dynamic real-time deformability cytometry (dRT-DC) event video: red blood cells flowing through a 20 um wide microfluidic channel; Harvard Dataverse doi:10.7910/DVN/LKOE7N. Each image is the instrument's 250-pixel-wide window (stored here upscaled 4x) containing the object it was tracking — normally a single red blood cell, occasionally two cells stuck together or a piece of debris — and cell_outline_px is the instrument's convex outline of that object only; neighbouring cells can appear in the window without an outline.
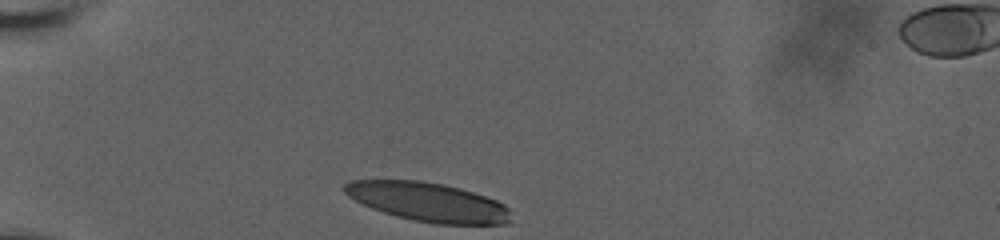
{"species": "human", "species_latin": "Homo sapiens", "temperature_condition": "room temperature", "stored_images_in_passage": 33, "camera_frame_rate_fps": 3000, "um_per_image_px": 0.085, "donor": {"sex": "male"}, "frame": {"image": 1, "passage_image": 1, "time_ms": 0.0, "image_size_px": [1000, 240], "cell_outline_px": [[508, 224], [436, 224], [412, 220], [396, 216], [372, 208], [348, 196], [340, 188], [344, 184], [352, 180], [420, 180], [444, 184], [460, 188], [496, 200], [504, 204], [508, 208]], "centroid_in_image_um": [36.34, 17.16], "position_along_channel_um": 48.7, "area_um2": 37.63}}
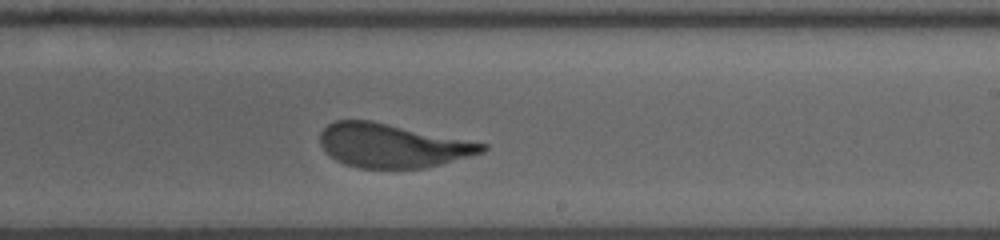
{"frame": {"image": 2, "passage_image": 21, "time_ms": 6.667, "image_size_px": [1000, 240], "cell_outline_px": [[488, 148], [484, 152], [440, 164], [424, 168], [360, 168], [344, 164], [336, 160], [320, 144], [320, 132], [328, 124], [336, 120], [372, 120], [488, 144]], "centroid_in_image_um": [33.35, 12.36], "position_along_channel_um": 255.6, "area_um2": 41.27}}
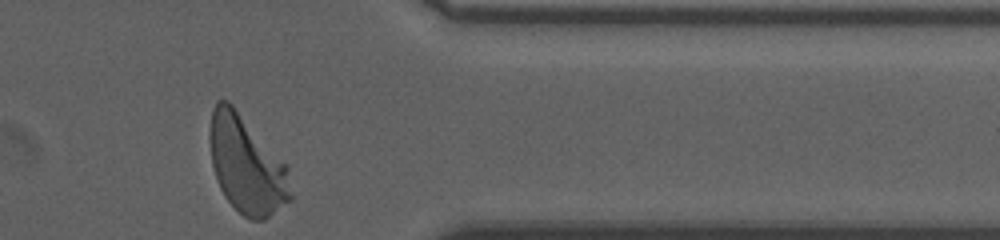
{"frame": {"image": 3, "passage_image": 33, "time_ms": 10.667, "image_size_px": [1000, 240], "cell_outline_px": [[292, 200], [264, 220], [252, 220], [244, 216], [224, 196], [216, 180], [212, 164], [208, 136], [212, 108], [216, 100], [228, 100], [232, 104], [288, 164], [292, 196]], "centroid_in_image_um": [20.97, 14.0], "position_along_channel_um": 390.4, "area_um2": 46.53}, "authors_computed_cell_mechanics": {"area_um2": 42.2518, "velocity_mm_per_s": 3.6244, "shape_relaxation_time_tau1_ms": 3.7654, "shape_relaxation_time_tau2_ms": null, "deformation_change_tau1": 0.1885, "deformation_change_tau2": null}}